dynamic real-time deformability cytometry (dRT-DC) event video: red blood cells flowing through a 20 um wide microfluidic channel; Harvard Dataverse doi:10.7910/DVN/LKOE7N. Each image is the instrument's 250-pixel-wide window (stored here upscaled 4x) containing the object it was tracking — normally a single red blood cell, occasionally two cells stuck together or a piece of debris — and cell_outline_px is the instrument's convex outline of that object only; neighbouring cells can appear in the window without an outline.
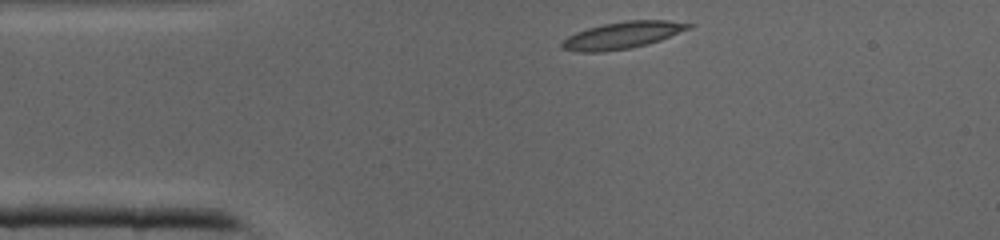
{"species": "common noctule bat (a hibernating species)", "species_latin": "Nyctalus noctula", "temperature_condition": "cold", "stored_images_in_passage": 34, "camera_frame_rate_fps": 3000, "um_per_image_px": 0.085, "animal": {"sex": "male", "body_mass_g": 19.0, "forearm_length_mm": 50.8}, "frame": {"image": 1, "passage_image": 1, "time_ms": 0.0, "image_size_px": [1000, 240], "cell_outline_px": [[696, 24], [692, 28], [660, 40], [648, 44], [628, 48], [604, 52], [576, 52], [560, 48], [560, 44], [568, 36], [576, 32], [588, 28], [604, 24], [628, 20], [668, 20]], "centroid_in_image_um": [52.92, 2.99], "position_along_channel_um": 32.1, "area_um2": 19.94}}
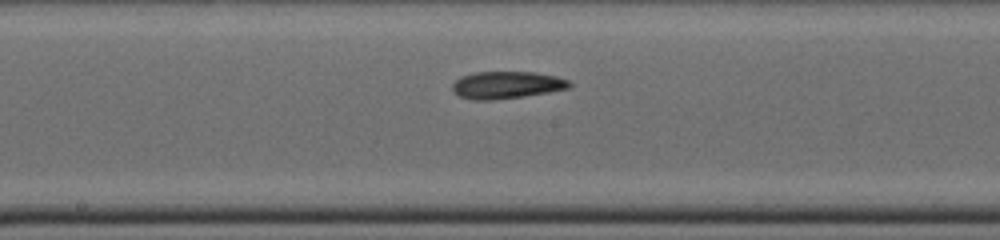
{"frame": {"image": 2, "passage_image": 14, "time_ms": 4.333, "image_size_px": [1000, 240], "cell_outline_px": [[572, 84], [568, 88], [548, 92], [524, 96], [492, 100], [472, 100], [460, 96], [452, 88], [452, 84], [460, 76], [476, 72], [532, 72], [556, 76], [568, 80]], "centroid_in_image_um": [43.05, 7.22], "position_along_channel_um": 205.2, "area_um2": 18.44}}
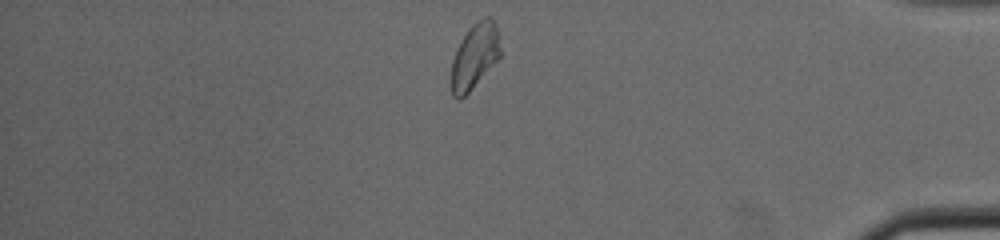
{"frame": {"image": 3, "passage_image": 28, "time_ms": 9.0, "image_size_px": [1000, 240], "cell_outline_px": [[500, 56], [472, 88], [464, 96], [456, 100], [452, 96], [452, 60], [456, 48], [468, 28], [476, 20], [484, 16], [488, 16], [496, 24], [500, 48]], "centroid_in_image_um": [40.33, 4.73], "position_along_channel_um": 394.9, "area_um2": 18.44}}